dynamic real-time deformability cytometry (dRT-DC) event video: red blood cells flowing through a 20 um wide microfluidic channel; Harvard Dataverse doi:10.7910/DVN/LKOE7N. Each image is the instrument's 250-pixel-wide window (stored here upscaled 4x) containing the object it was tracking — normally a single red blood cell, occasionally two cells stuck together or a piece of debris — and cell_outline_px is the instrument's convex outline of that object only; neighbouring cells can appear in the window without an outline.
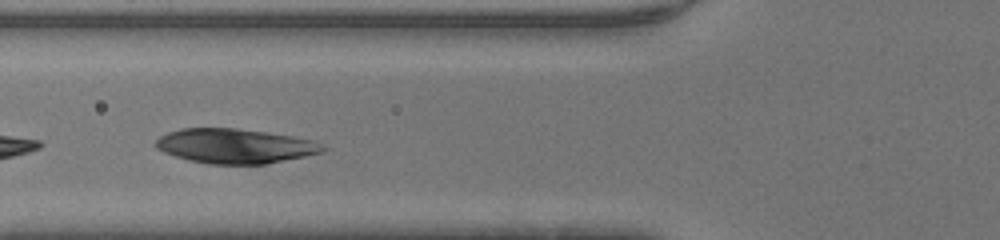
{"species": "human", "species_latin": "Homo sapiens", "temperature_condition": "warm", "stored_images_in_passage": 40, "camera_frame_rate_fps": 3000, "um_per_image_px": 0.085, "donor": {"sex": "male"}, "frame": {"image": 1, "passage_image": 11, "time_ms": 3.333, "image_size_px": [1000, 240], "cell_outline_px": [[328, 148], [324, 152], [268, 164], [208, 164], [176, 156], [164, 152], [156, 148], [152, 144], [160, 136], [168, 132], [180, 128], [236, 128], [292, 136], [316, 140]], "centroid_in_image_um": [20.01, 12.41], "position_along_channel_um": 105.8, "area_um2": 33.87}}
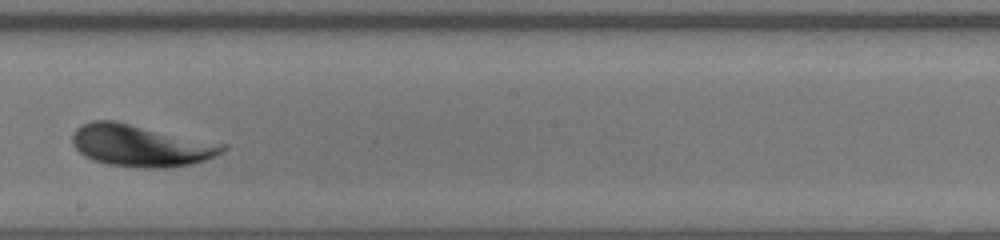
{"frame": {"image": 2, "passage_image": 20, "time_ms": 6.333, "image_size_px": [1000, 240], "cell_outline_px": [[228, 148], [216, 156], [204, 160], [188, 164], [168, 168], [144, 168], [108, 164], [92, 160], [84, 156], [72, 144], [72, 132], [76, 128], [92, 120], [116, 120], [228, 144]], "centroid_in_image_um": [11.98, 12.36], "position_along_channel_um": 236.2, "area_um2": 37.05}}
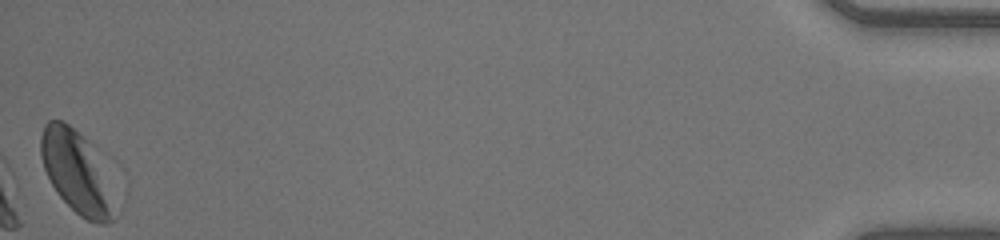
{"frame": {"image": 3, "passage_image": 40, "time_ms": 13.0, "image_size_px": [1000, 240], "cell_outline_px": [[124, 204], [116, 220], [108, 224], [96, 224], [80, 216], [56, 192], [44, 168], [40, 156], [40, 136], [44, 124], [48, 120], [60, 120], [68, 124], [84, 140], [124, 200]], "centroid_in_image_um": [6.66, 14.81], "position_along_channel_um": 428.5, "area_um2": 36.47}}